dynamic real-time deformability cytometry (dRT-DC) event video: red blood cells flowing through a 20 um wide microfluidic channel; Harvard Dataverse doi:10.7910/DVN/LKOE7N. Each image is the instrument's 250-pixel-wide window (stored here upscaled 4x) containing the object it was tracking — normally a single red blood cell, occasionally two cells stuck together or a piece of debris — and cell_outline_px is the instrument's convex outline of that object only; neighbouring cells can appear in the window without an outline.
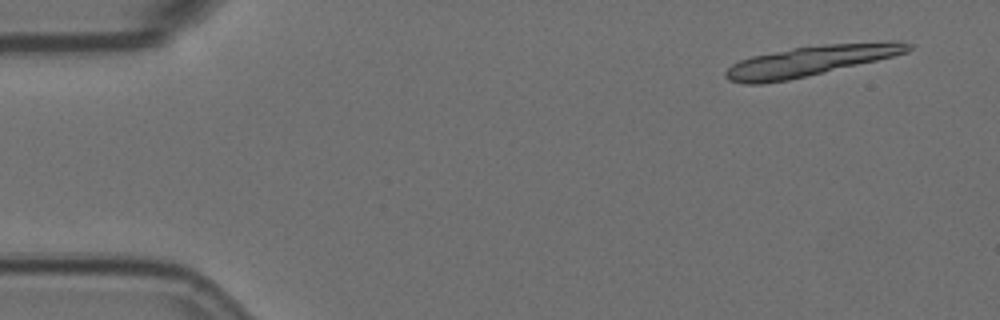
{"species": "Egyptian fruit bat (a non-hibernating species)", "species_latin": "Rousettus aegyptiacus", "temperature_condition": "room temperature", "stored_images_in_passage": 18, "camera_frame_rate_fps": 3000, "um_per_image_px": 0.085, "animal": {"sex": "female"}, "frame": {"image": 1, "passage_image": 3, "time_ms": 0.667, "image_size_px": [1000, 320], "cell_outline_px": [[912, 48], [908, 52], [876, 60], [788, 80], [764, 84], [744, 84], [728, 80], [724, 76], [724, 72], [732, 64], [740, 60], [752, 56], [792, 48], [824, 44], [888, 40], [896, 40], [912, 44]], "centroid_in_image_um": [68.89, 5.16], "position_along_channel_um": 16.1, "area_um2": 32.19}}